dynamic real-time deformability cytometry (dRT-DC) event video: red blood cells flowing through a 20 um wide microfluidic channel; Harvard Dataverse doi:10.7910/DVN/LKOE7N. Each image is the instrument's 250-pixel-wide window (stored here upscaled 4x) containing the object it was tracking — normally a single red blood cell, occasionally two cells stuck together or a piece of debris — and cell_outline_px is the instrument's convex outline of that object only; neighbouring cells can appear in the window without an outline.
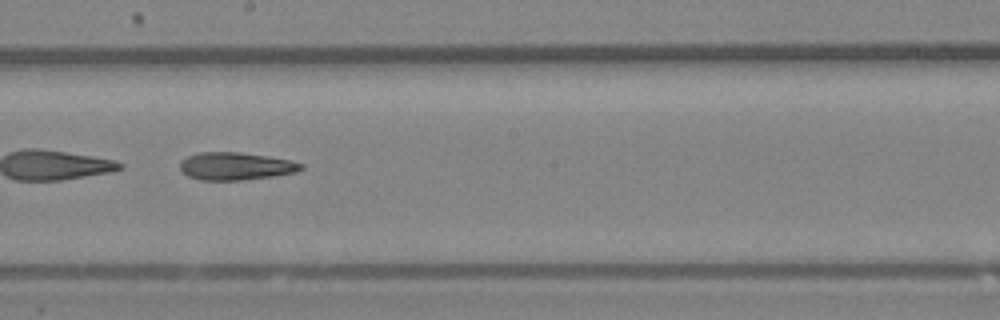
{"species": "Egyptian fruit bat (a non-hibernating species)", "species_latin": "Rousettus aegyptiacus", "temperature_condition": "room temperature", "stored_images_in_passage": 45, "camera_frame_rate_fps": 3000, "um_per_image_px": 0.085, "animal": {"sex": "female"}, "frame": {"image": 1, "passage_image": 26, "time_ms": 8.333, "image_size_px": [1000, 320], "cell_outline_px": [[304, 168], [296, 172], [272, 176], [240, 180], [200, 180], [188, 176], [180, 168], [180, 164], [188, 156], [200, 152], [240, 152], [288, 160], [304, 164]], "centroid_in_image_um": [20.04, 14.13], "position_along_channel_um": 228.2, "area_um2": 19.19}}
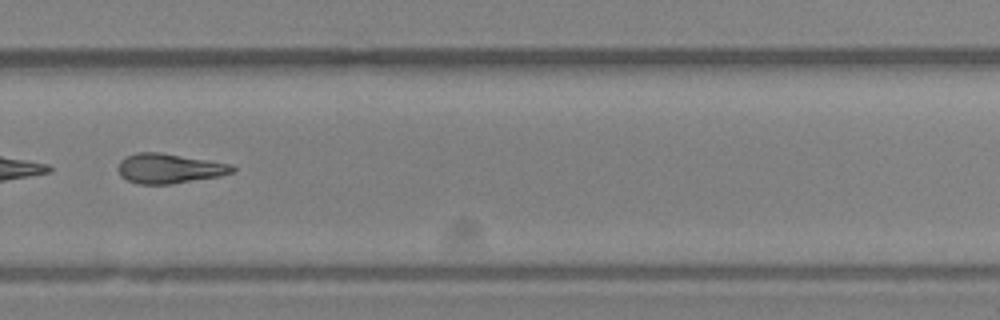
{"frame": {"image": 2, "passage_image": 32, "time_ms": 10.333, "image_size_px": [1000, 320], "cell_outline_px": [[236, 168], [232, 172], [220, 176], [172, 184], [140, 184], [128, 180], [120, 176], [116, 168], [120, 160], [124, 156], [136, 152], [160, 152], [232, 164]], "centroid_in_image_um": [14.34, 14.31], "position_along_channel_um": 315.5, "area_um2": 20.0}}